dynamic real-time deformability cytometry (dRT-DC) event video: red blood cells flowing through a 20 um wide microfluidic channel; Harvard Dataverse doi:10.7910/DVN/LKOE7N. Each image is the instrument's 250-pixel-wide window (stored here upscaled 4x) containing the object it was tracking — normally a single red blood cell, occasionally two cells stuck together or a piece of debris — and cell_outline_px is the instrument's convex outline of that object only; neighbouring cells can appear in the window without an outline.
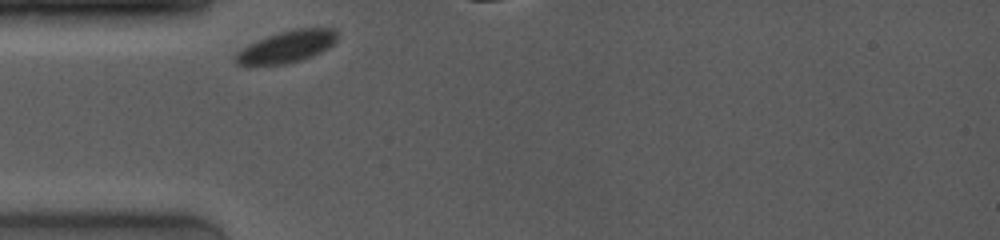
{"species": "common noctule bat (a hibernating species)", "species_latin": "Nyctalus noctula", "temperature_condition": "room temperature", "stored_images_in_passage": 5, "camera_frame_rate_fps": 4000, "um_per_image_px": 0.085, "animal": {"sex": "female", "body_mass_g": 19.0, "forearm_length_mm": 53.3}, "frame": {"image": 1, "passage_image": 1, "time_ms": 0.0, "image_size_px": [1000, 240], "cell_outline_px": [[336, 40], [328, 48], [320, 52], [300, 60], [284, 64], [236, 64], [232, 56], [236, 52], [248, 44], [268, 36], [280, 32], [296, 28], [332, 28], [336, 32]], "centroid_in_image_um": [24.34, 3.96], "position_along_channel_um": 60.7, "area_um2": 18.55}}